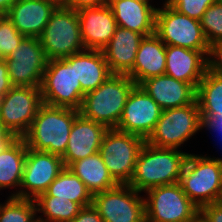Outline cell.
<instances>
[{
  "label": "cell",
  "instance_id": "obj_3",
  "mask_svg": "<svg viewBox=\"0 0 222 222\" xmlns=\"http://www.w3.org/2000/svg\"><path fill=\"white\" fill-rule=\"evenodd\" d=\"M135 85L136 83L127 75H110L96 89L85 93L79 114L108 129H115Z\"/></svg>",
  "mask_w": 222,
  "mask_h": 222
},
{
  "label": "cell",
  "instance_id": "obj_12",
  "mask_svg": "<svg viewBox=\"0 0 222 222\" xmlns=\"http://www.w3.org/2000/svg\"><path fill=\"white\" fill-rule=\"evenodd\" d=\"M43 104L40 87L13 86L0 99V120L16 137H22Z\"/></svg>",
  "mask_w": 222,
  "mask_h": 222
},
{
  "label": "cell",
  "instance_id": "obj_26",
  "mask_svg": "<svg viewBox=\"0 0 222 222\" xmlns=\"http://www.w3.org/2000/svg\"><path fill=\"white\" fill-rule=\"evenodd\" d=\"M75 74L85 93L96 89L112 75L102 50L91 49L75 53Z\"/></svg>",
  "mask_w": 222,
  "mask_h": 222
},
{
  "label": "cell",
  "instance_id": "obj_13",
  "mask_svg": "<svg viewBox=\"0 0 222 222\" xmlns=\"http://www.w3.org/2000/svg\"><path fill=\"white\" fill-rule=\"evenodd\" d=\"M4 60L13 86H41L48 59L39 38L24 37L17 49Z\"/></svg>",
  "mask_w": 222,
  "mask_h": 222
},
{
  "label": "cell",
  "instance_id": "obj_25",
  "mask_svg": "<svg viewBox=\"0 0 222 222\" xmlns=\"http://www.w3.org/2000/svg\"><path fill=\"white\" fill-rule=\"evenodd\" d=\"M67 168L85 184L92 195L118 185L110 175L99 152L74 161Z\"/></svg>",
  "mask_w": 222,
  "mask_h": 222
},
{
  "label": "cell",
  "instance_id": "obj_39",
  "mask_svg": "<svg viewBox=\"0 0 222 222\" xmlns=\"http://www.w3.org/2000/svg\"><path fill=\"white\" fill-rule=\"evenodd\" d=\"M0 120V154L16 139Z\"/></svg>",
  "mask_w": 222,
  "mask_h": 222
},
{
  "label": "cell",
  "instance_id": "obj_7",
  "mask_svg": "<svg viewBox=\"0 0 222 222\" xmlns=\"http://www.w3.org/2000/svg\"><path fill=\"white\" fill-rule=\"evenodd\" d=\"M202 128L204 126L196 100L189 105L163 110L145 142L157 148L178 149Z\"/></svg>",
  "mask_w": 222,
  "mask_h": 222
},
{
  "label": "cell",
  "instance_id": "obj_21",
  "mask_svg": "<svg viewBox=\"0 0 222 222\" xmlns=\"http://www.w3.org/2000/svg\"><path fill=\"white\" fill-rule=\"evenodd\" d=\"M117 26L144 37L155 33L157 8L141 0H108Z\"/></svg>",
  "mask_w": 222,
  "mask_h": 222
},
{
  "label": "cell",
  "instance_id": "obj_6",
  "mask_svg": "<svg viewBox=\"0 0 222 222\" xmlns=\"http://www.w3.org/2000/svg\"><path fill=\"white\" fill-rule=\"evenodd\" d=\"M39 39L48 61L65 59L85 50L78 13L66 7L56 8Z\"/></svg>",
  "mask_w": 222,
  "mask_h": 222
},
{
  "label": "cell",
  "instance_id": "obj_22",
  "mask_svg": "<svg viewBox=\"0 0 222 222\" xmlns=\"http://www.w3.org/2000/svg\"><path fill=\"white\" fill-rule=\"evenodd\" d=\"M196 100L206 130L222 135V77L206 71L197 86Z\"/></svg>",
  "mask_w": 222,
  "mask_h": 222
},
{
  "label": "cell",
  "instance_id": "obj_41",
  "mask_svg": "<svg viewBox=\"0 0 222 222\" xmlns=\"http://www.w3.org/2000/svg\"><path fill=\"white\" fill-rule=\"evenodd\" d=\"M53 2L58 7H65L67 0H48Z\"/></svg>",
  "mask_w": 222,
  "mask_h": 222
},
{
  "label": "cell",
  "instance_id": "obj_16",
  "mask_svg": "<svg viewBox=\"0 0 222 222\" xmlns=\"http://www.w3.org/2000/svg\"><path fill=\"white\" fill-rule=\"evenodd\" d=\"M77 13L85 49L102 50L117 28L110 6L106 4L100 7L82 8Z\"/></svg>",
  "mask_w": 222,
  "mask_h": 222
},
{
  "label": "cell",
  "instance_id": "obj_36",
  "mask_svg": "<svg viewBox=\"0 0 222 222\" xmlns=\"http://www.w3.org/2000/svg\"><path fill=\"white\" fill-rule=\"evenodd\" d=\"M69 222H103V219L99 215V212L91 204L89 206L82 207L78 215Z\"/></svg>",
  "mask_w": 222,
  "mask_h": 222
},
{
  "label": "cell",
  "instance_id": "obj_35",
  "mask_svg": "<svg viewBox=\"0 0 222 222\" xmlns=\"http://www.w3.org/2000/svg\"><path fill=\"white\" fill-rule=\"evenodd\" d=\"M201 222H222V206L217 203L206 204L199 208Z\"/></svg>",
  "mask_w": 222,
  "mask_h": 222
},
{
  "label": "cell",
  "instance_id": "obj_2",
  "mask_svg": "<svg viewBox=\"0 0 222 222\" xmlns=\"http://www.w3.org/2000/svg\"><path fill=\"white\" fill-rule=\"evenodd\" d=\"M79 110L43 104L22 136L27 148L63 156Z\"/></svg>",
  "mask_w": 222,
  "mask_h": 222
},
{
  "label": "cell",
  "instance_id": "obj_10",
  "mask_svg": "<svg viewBox=\"0 0 222 222\" xmlns=\"http://www.w3.org/2000/svg\"><path fill=\"white\" fill-rule=\"evenodd\" d=\"M161 8L156 11L155 34L166 45L203 51L208 55L209 44L200 21L179 13L167 2Z\"/></svg>",
  "mask_w": 222,
  "mask_h": 222
},
{
  "label": "cell",
  "instance_id": "obj_31",
  "mask_svg": "<svg viewBox=\"0 0 222 222\" xmlns=\"http://www.w3.org/2000/svg\"><path fill=\"white\" fill-rule=\"evenodd\" d=\"M200 24L209 45L222 41V5L216 1L209 6L201 18Z\"/></svg>",
  "mask_w": 222,
  "mask_h": 222
},
{
  "label": "cell",
  "instance_id": "obj_29",
  "mask_svg": "<svg viewBox=\"0 0 222 222\" xmlns=\"http://www.w3.org/2000/svg\"><path fill=\"white\" fill-rule=\"evenodd\" d=\"M35 203L37 212L44 215L38 216V222H69L82 208L78 203L54 196H38Z\"/></svg>",
  "mask_w": 222,
  "mask_h": 222
},
{
  "label": "cell",
  "instance_id": "obj_1",
  "mask_svg": "<svg viewBox=\"0 0 222 222\" xmlns=\"http://www.w3.org/2000/svg\"><path fill=\"white\" fill-rule=\"evenodd\" d=\"M188 154L176 148H157L145 142L128 185L141 193L178 183Z\"/></svg>",
  "mask_w": 222,
  "mask_h": 222
},
{
  "label": "cell",
  "instance_id": "obj_8",
  "mask_svg": "<svg viewBox=\"0 0 222 222\" xmlns=\"http://www.w3.org/2000/svg\"><path fill=\"white\" fill-rule=\"evenodd\" d=\"M146 222H196L199 208L183 192L180 183L154 187L145 192Z\"/></svg>",
  "mask_w": 222,
  "mask_h": 222
},
{
  "label": "cell",
  "instance_id": "obj_28",
  "mask_svg": "<svg viewBox=\"0 0 222 222\" xmlns=\"http://www.w3.org/2000/svg\"><path fill=\"white\" fill-rule=\"evenodd\" d=\"M39 196H54L78 203L81 207L92 204V194L85 184L65 167L49 185L45 193Z\"/></svg>",
  "mask_w": 222,
  "mask_h": 222
},
{
  "label": "cell",
  "instance_id": "obj_33",
  "mask_svg": "<svg viewBox=\"0 0 222 222\" xmlns=\"http://www.w3.org/2000/svg\"><path fill=\"white\" fill-rule=\"evenodd\" d=\"M165 2L179 13L200 21L208 7L216 0H165Z\"/></svg>",
  "mask_w": 222,
  "mask_h": 222
},
{
  "label": "cell",
  "instance_id": "obj_42",
  "mask_svg": "<svg viewBox=\"0 0 222 222\" xmlns=\"http://www.w3.org/2000/svg\"><path fill=\"white\" fill-rule=\"evenodd\" d=\"M218 203L222 206V194Z\"/></svg>",
  "mask_w": 222,
  "mask_h": 222
},
{
  "label": "cell",
  "instance_id": "obj_37",
  "mask_svg": "<svg viewBox=\"0 0 222 222\" xmlns=\"http://www.w3.org/2000/svg\"><path fill=\"white\" fill-rule=\"evenodd\" d=\"M108 4V0H67L65 7L78 11L82 8L100 7Z\"/></svg>",
  "mask_w": 222,
  "mask_h": 222
},
{
  "label": "cell",
  "instance_id": "obj_5",
  "mask_svg": "<svg viewBox=\"0 0 222 222\" xmlns=\"http://www.w3.org/2000/svg\"><path fill=\"white\" fill-rule=\"evenodd\" d=\"M43 103L79 110L85 92L75 74V54L48 61L40 86Z\"/></svg>",
  "mask_w": 222,
  "mask_h": 222
},
{
  "label": "cell",
  "instance_id": "obj_17",
  "mask_svg": "<svg viewBox=\"0 0 222 222\" xmlns=\"http://www.w3.org/2000/svg\"><path fill=\"white\" fill-rule=\"evenodd\" d=\"M107 130L104 125L79 114L74 120L66 151L62 156L64 166L68 167L74 161L99 152Z\"/></svg>",
  "mask_w": 222,
  "mask_h": 222
},
{
  "label": "cell",
  "instance_id": "obj_38",
  "mask_svg": "<svg viewBox=\"0 0 222 222\" xmlns=\"http://www.w3.org/2000/svg\"><path fill=\"white\" fill-rule=\"evenodd\" d=\"M12 87L6 61L0 58V96H4Z\"/></svg>",
  "mask_w": 222,
  "mask_h": 222
},
{
  "label": "cell",
  "instance_id": "obj_24",
  "mask_svg": "<svg viewBox=\"0 0 222 222\" xmlns=\"http://www.w3.org/2000/svg\"><path fill=\"white\" fill-rule=\"evenodd\" d=\"M166 71V44L154 33L145 36L136 53L132 70L127 74L139 85L142 81L164 75Z\"/></svg>",
  "mask_w": 222,
  "mask_h": 222
},
{
  "label": "cell",
  "instance_id": "obj_23",
  "mask_svg": "<svg viewBox=\"0 0 222 222\" xmlns=\"http://www.w3.org/2000/svg\"><path fill=\"white\" fill-rule=\"evenodd\" d=\"M142 34L117 26L109 43L102 49L112 74L127 75L133 68Z\"/></svg>",
  "mask_w": 222,
  "mask_h": 222
},
{
  "label": "cell",
  "instance_id": "obj_18",
  "mask_svg": "<svg viewBox=\"0 0 222 222\" xmlns=\"http://www.w3.org/2000/svg\"><path fill=\"white\" fill-rule=\"evenodd\" d=\"M57 7L48 0H17L5 16L20 34L39 38Z\"/></svg>",
  "mask_w": 222,
  "mask_h": 222
},
{
  "label": "cell",
  "instance_id": "obj_40",
  "mask_svg": "<svg viewBox=\"0 0 222 222\" xmlns=\"http://www.w3.org/2000/svg\"><path fill=\"white\" fill-rule=\"evenodd\" d=\"M17 0H0V15H5Z\"/></svg>",
  "mask_w": 222,
  "mask_h": 222
},
{
  "label": "cell",
  "instance_id": "obj_32",
  "mask_svg": "<svg viewBox=\"0 0 222 222\" xmlns=\"http://www.w3.org/2000/svg\"><path fill=\"white\" fill-rule=\"evenodd\" d=\"M24 37L5 15H0V58L9 57Z\"/></svg>",
  "mask_w": 222,
  "mask_h": 222
},
{
  "label": "cell",
  "instance_id": "obj_15",
  "mask_svg": "<svg viewBox=\"0 0 222 222\" xmlns=\"http://www.w3.org/2000/svg\"><path fill=\"white\" fill-rule=\"evenodd\" d=\"M163 109L140 85H135L124 106L122 117L115 128L146 140L153 131Z\"/></svg>",
  "mask_w": 222,
  "mask_h": 222
},
{
  "label": "cell",
  "instance_id": "obj_9",
  "mask_svg": "<svg viewBox=\"0 0 222 222\" xmlns=\"http://www.w3.org/2000/svg\"><path fill=\"white\" fill-rule=\"evenodd\" d=\"M145 140L137 135L108 129L99 150L110 175L118 184H129Z\"/></svg>",
  "mask_w": 222,
  "mask_h": 222
},
{
  "label": "cell",
  "instance_id": "obj_14",
  "mask_svg": "<svg viewBox=\"0 0 222 222\" xmlns=\"http://www.w3.org/2000/svg\"><path fill=\"white\" fill-rule=\"evenodd\" d=\"M64 168L61 156L27 148L21 189L13 192L10 197L35 200L47 191L49 185Z\"/></svg>",
  "mask_w": 222,
  "mask_h": 222
},
{
  "label": "cell",
  "instance_id": "obj_20",
  "mask_svg": "<svg viewBox=\"0 0 222 222\" xmlns=\"http://www.w3.org/2000/svg\"><path fill=\"white\" fill-rule=\"evenodd\" d=\"M206 71L207 55L203 51L166 45V75L190 83L197 89Z\"/></svg>",
  "mask_w": 222,
  "mask_h": 222
},
{
  "label": "cell",
  "instance_id": "obj_43",
  "mask_svg": "<svg viewBox=\"0 0 222 222\" xmlns=\"http://www.w3.org/2000/svg\"><path fill=\"white\" fill-rule=\"evenodd\" d=\"M219 4L222 5V0H216Z\"/></svg>",
  "mask_w": 222,
  "mask_h": 222
},
{
  "label": "cell",
  "instance_id": "obj_4",
  "mask_svg": "<svg viewBox=\"0 0 222 222\" xmlns=\"http://www.w3.org/2000/svg\"><path fill=\"white\" fill-rule=\"evenodd\" d=\"M179 183L198 208L219 202L222 194V158L188 154Z\"/></svg>",
  "mask_w": 222,
  "mask_h": 222
},
{
  "label": "cell",
  "instance_id": "obj_11",
  "mask_svg": "<svg viewBox=\"0 0 222 222\" xmlns=\"http://www.w3.org/2000/svg\"><path fill=\"white\" fill-rule=\"evenodd\" d=\"M128 184L92 195V205L103 222H146L145 200Z\"/></svg>",
  "mask_w": 222,
  "mask_h": 222
},
{
  "label": "cell",
  "instance_id": "obj_19",
  "mask_svg": "<svg viewBox=\"0 0 222 222\" xmlns=\"http://www.w3.org/2000/svg\"><path fill=\"white\" fill-rule=\"evenodd\" d=\"M139 85L163 110L196 101L197 89L193 85L166 74L146 79Z\"/></svg>",
  "mask_w": 222,
  "mask_h": 222
},
{
  "label": "cell",
  "instance_id": "obj_30",
  "mask_svg": "<svg viewBox=\"0 0 222 222\" xmlns=\"http://www.w3.org/2000/svg\"><path fill=\"white\" fill-rule=\"evenodd\" d=\"M35 200L10 197L0 203V222H38Z\"/></svg>",
  "mask_w": 222,
  "mask_h": 222
},
{
  "label": "cell",
  "instance_id": "obj_34",
  "mask_svg": "<svg viewBox=\"0 0 222 222\" xmlns=\"http://www.w3.org/2000/svg\"><path fill=\"white\" fill-rule=\"evenodd\" d=\"M207 70L222 77V41L209 45Z\"/></svg>",
  "mask_w": 222,
  "mask_h": 222
},
{
  "label": "cell",
  "instance_id": "obj_27",
  "mask_svg": "<svg viewBox=\"0 0 222 222\" xmlns=\"http://www.w3.org/2000/svg\"><path fill=\"white\" fill-rule=\"evenodd\" d=\"M26 153L25 141L17 137L0 154V190L21 186Z\"/></svg>",
  "mask_w": 222,
  "mask_h": 222
}]
</instances>
